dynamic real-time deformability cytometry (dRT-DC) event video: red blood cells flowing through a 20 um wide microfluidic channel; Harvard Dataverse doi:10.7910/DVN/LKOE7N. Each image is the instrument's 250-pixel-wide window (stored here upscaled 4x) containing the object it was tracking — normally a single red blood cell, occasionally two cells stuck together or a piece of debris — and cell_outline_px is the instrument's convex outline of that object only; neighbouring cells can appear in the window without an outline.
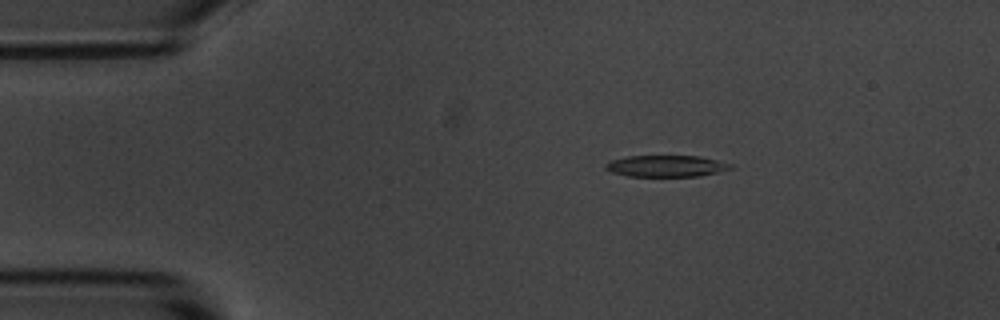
{"species": "common noctule bat (a hibernating species)", "species_latin": "Nyctalus noctula", "temperature_condition": "room temperature", "stored_images_in_passage": 55, "camera_frame_rate_fps": 3000, "um_per_image_px": 0.085, "animal": {"sex": "male", "body_mass_g": 20.1, "forearm_length_mm": 53.5}, "frame": {"image": 1, "passage_image": 10, "time_ms": 3.0, "image_size_px": [1000, 320], "cell_outline_px": [[732, 168], [700, 176], [628, 176], [612, 172], [604, 168], [604, 164], [612, 160], [628, 156], [700, 156], [732, 164]], "centroid_in_image_um": [56.6, 14.11], "position_along_channel_um": 28.4, "area_um2": 15.49}}
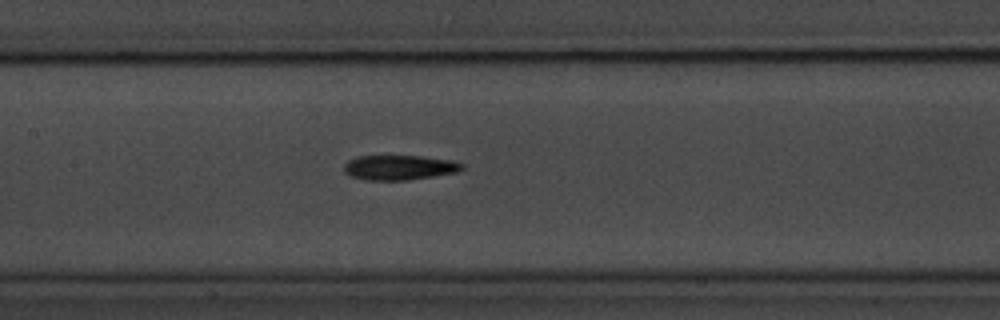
{"frame": {"image": 2, "passage_image": 26, "time_ms": 8.333, "image_size_px": [1000, 320], "cell_outline_px": [[464, 168], [456, 172], [408, 180], [364, 180], [352, 176], [344, 172], [344, 164], [348, 160], [356, 156], [420, 156], [456, 160], [464, 164]], "centroid_in_image_um": [33.95, 14.23], "position_along_channel_um": 173.4, "area_um2": 17.17}}
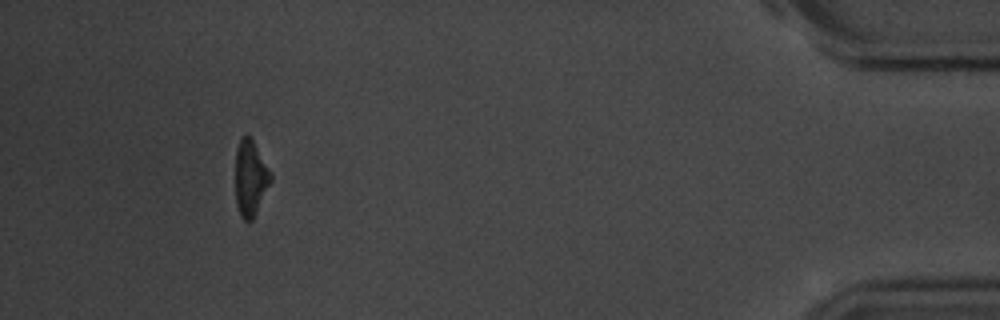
{"frame": {"image": 3, "passage_image": 51, "time_ms": 16.667, "image_size_px": [1000, 320], "cell_outline_px": [[272, 180], [252, 220], [244, 220], [240, 216], [236, 204], [236, 148], [240, 140], [244, 136], [248, 136], [252, 140], [272, 172]], "centroid_in_image_um": [21.29, 15.15], "position_along_channel_um": 413.9, "area_um2": 15.37}, "authors_computed_cell_mechanics": {"area_um2": 16.7042, "velocity_mm_per_s": 3.6736, "shape_relaxation_time_tau1_ms": 6.0407, "shape_relaxation_time_tau2_ms": 2.5472, "deformation_change_tau1": 0.174, "deformation_change_tau2": 0.1281}}